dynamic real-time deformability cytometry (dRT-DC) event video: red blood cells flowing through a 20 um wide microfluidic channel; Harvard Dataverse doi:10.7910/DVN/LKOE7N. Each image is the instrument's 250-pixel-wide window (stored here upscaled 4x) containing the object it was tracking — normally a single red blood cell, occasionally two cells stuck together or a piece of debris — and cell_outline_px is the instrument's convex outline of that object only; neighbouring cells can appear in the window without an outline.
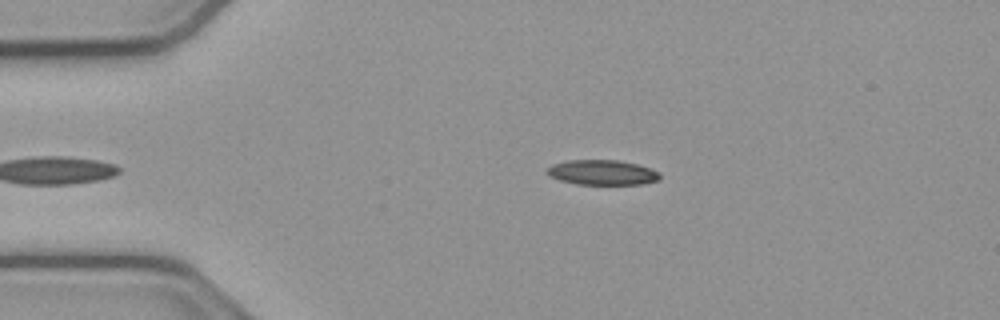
{"species": "common noctule bat (a hibernating species)", "species_latin": "Nyctalus noctula", "temperature_condition": "cold", "stored_images_in_passage": 39, "camera_frame_rate_fps": 3000, "um_per_image_px": 0.085, "animal": {"sex": "male", "body_mass_g": 23.1, "forearm_length_mm": 52.7}, "frame": {"image": 1, "passage_image": 2, "time_ms": 0.333, "image_size_px": [1000, 320], "cell_outline_px": [[660, 180], [644, 184], [576, 184], [560, 180], [548, 176], [544, 172], [552, 164], [568, 160], [620, 160], [636, 164], [660, 172]], "centroid_in_image_um": [51.17, 14.66], "position_along_channel_um": 33.8, "area_um2": 16.53}}
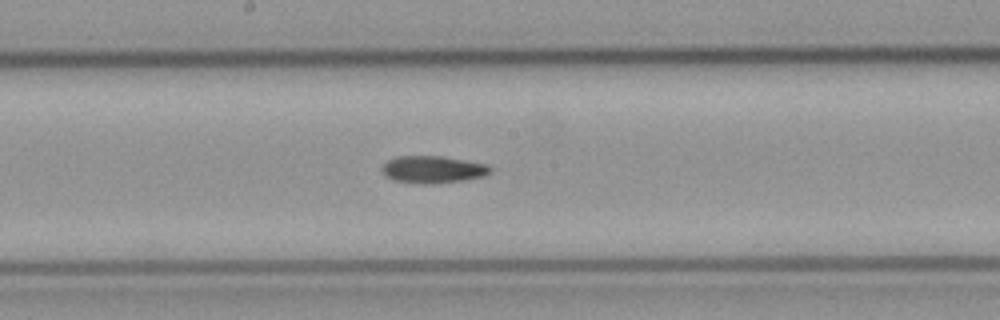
{"frame": {"image": 2, "passage_image": 19, "time_ms": 6.0, "image_size_px": [1000, 320], "cell_outline_px": [[492, 172], [484, 176], [464, 180], [432, 184], [412, 184], [396, 180], [384, 176], [380, 172], [380, 168], [388, 160], [396, 156], [440, 156], [488, 164], [492, 168]], "centroid_in_image_um": [36.77, 14.41], "position_along_channel_um": 211.4, "area_um2": 17.46}}
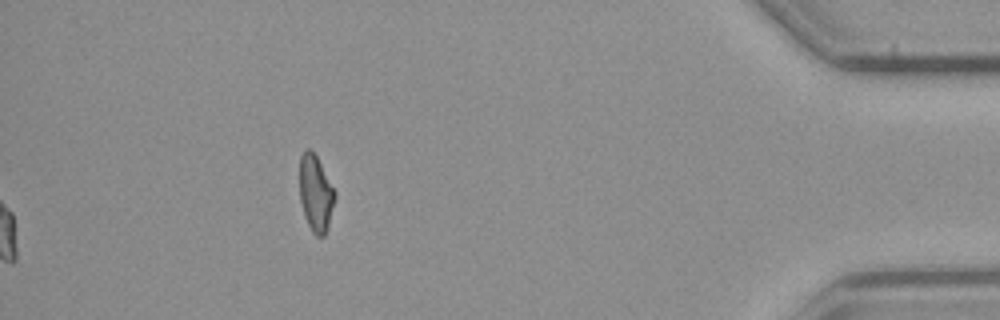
{"frame": {"image": 3, "passage_image": 39, "time_ms": 12.667, "image_size_px": [1000, 320], "cell_outline_px": [[336, 196], [328, 228], [324, 236], [316, 236], [312, 232], [308, 224], [300, 200], [300, 156], [304, 148], [312, 148], [336, 192]], "centroid_in_image_um": [26.84, 16.4], "position_along_channel_um": 408.4, "area_um2": 15.78}}